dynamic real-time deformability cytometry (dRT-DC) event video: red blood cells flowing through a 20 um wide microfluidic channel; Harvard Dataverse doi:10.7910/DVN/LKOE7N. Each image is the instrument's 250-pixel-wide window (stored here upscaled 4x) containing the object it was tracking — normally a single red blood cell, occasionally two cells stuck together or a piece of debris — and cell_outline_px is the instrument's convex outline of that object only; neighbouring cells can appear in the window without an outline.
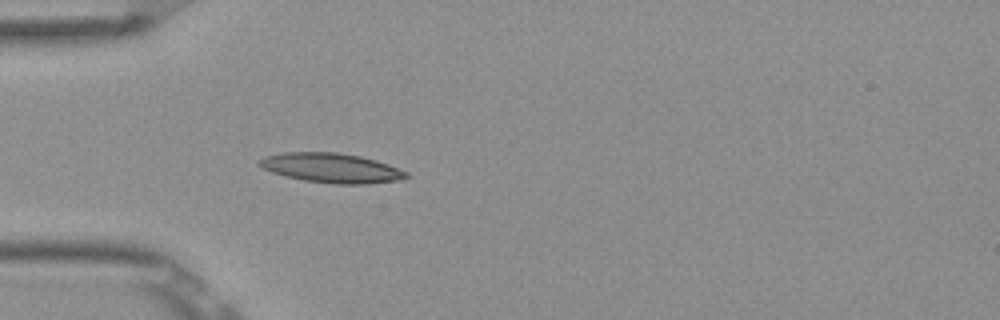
{"species": "Egyptian fruit bat (a non-hibernating species)", "species_latin": "Rousettus aegyptiacus", "temperature_condition": "room temperature", "stored_images_in_passage": 5, "camera_frame_rate_fps": 3000, "um_per_image_px": 0.085, "frame": {"image": 1, "passage_image": 5, "time_ms": 1.333, "image_size_px": [1000, 320], "cell_outline_px": [[412, 176], [396, 180], [364, 184], [336, 184], [304, 180], [272, 172], [256, 164], [264, 156], [284, 152], [336, 152], [360, 156], [376, 160], [388, 164], [408, 172]], "centroid_in_image_um": [28.18, 14.27], "position_along_channel_um": 56.8, "area_um2": 25.14}}